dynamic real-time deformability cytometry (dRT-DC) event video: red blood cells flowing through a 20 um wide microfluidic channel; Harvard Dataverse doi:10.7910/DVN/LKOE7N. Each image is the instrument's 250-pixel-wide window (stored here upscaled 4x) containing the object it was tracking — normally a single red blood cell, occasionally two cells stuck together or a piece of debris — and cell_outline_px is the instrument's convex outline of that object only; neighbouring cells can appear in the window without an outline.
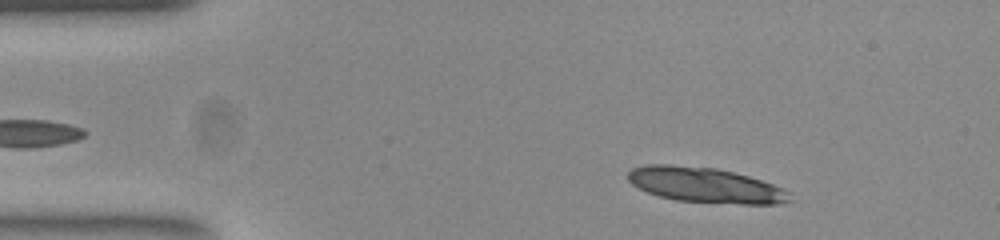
{"species": "common noctule bat (a hibernating species)", "species_latin": "Nyctalus noctula", "temperature_condition": "room temperature", "stored_images_in_passage": 50, "segment_of_instrument_passage": [1, 2], "camera_frame_rate_fps": 3000, "um_per_image_px": 0.085, "animal": {"sex": "female", "body_mass_g": 23.0, "forearm_length_mm": 53.4}, "frame": {"image": 1, "passage_image": 5, "time_ms": 1.333, "image_size_px": [1000, 240], "cell_outline_px": [[792, 200], [780, 204], [740, 204], [676, 200], [660, 196], [648, 192], [632, 184], [628, 180], [628, 172], [632, 168], [648, 164], [668, 164], [716, 168], [748, 176], [784, 188], [792, 192]], "centroid_in_image_um": [59.99, 15.73], "position_along_channel_um": 25.0, "area_um2": 33.12}}